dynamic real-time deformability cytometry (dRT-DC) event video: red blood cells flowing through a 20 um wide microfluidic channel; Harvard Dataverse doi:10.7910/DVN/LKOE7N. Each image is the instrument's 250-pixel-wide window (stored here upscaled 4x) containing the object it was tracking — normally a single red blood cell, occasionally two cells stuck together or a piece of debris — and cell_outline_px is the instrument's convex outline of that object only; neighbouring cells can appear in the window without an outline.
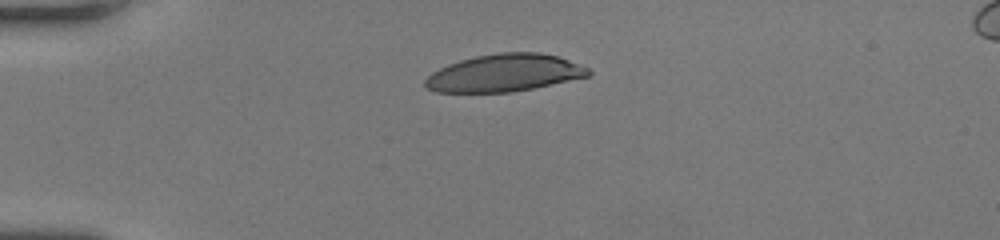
{"species": "human", "species_latin": "Homo sapiens", "temperature_condition": "room temperature", "stored_images_in_passage": 30, "camera_frame_rate_fps": 3000, "um_per_image_px": 0.085, "donor": {"sex": "female"}, "frame": {"image": 1, "passage_image": 1, "time_ms": 0.0, "image_size_px": [1000, 240], "cell_outline_px": [[592, 72], [588, 76], [532, 88], [512, 92], [436, 92], [424, 88], [424, 80], [432, 72], [448, 64], [460, 60], [476, 56], [500, 52], [540, 52], [556, 56], [568, 60], [588, 68]], "centroid_in_image_um": [42.82, 6.2], "position_along_channel_um": 42.2, "area_um2": 35.37}}
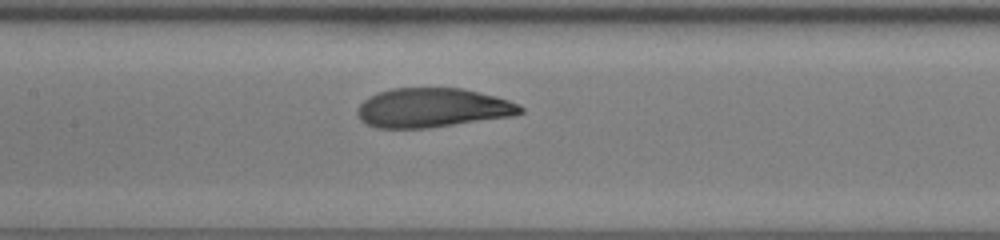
{"frame": {"image": 2, "passage_image": 13, "time_ms": 4.0, "image_size_px": [1000, 240], "cell_outline_px": [[524, 112], [516, 116], [428, 128], [376, 128], [364, 124], [360, 120], [356, 112], [360, 104], [368, 96], [376, 92], [392, 88], [464, 88], [496, 96], [520, 104], [524, 108]], "centroid_in_image_um": [36.77, 9.17], "position_along_channel_um": 170.6, "area_um2": 37.86}}
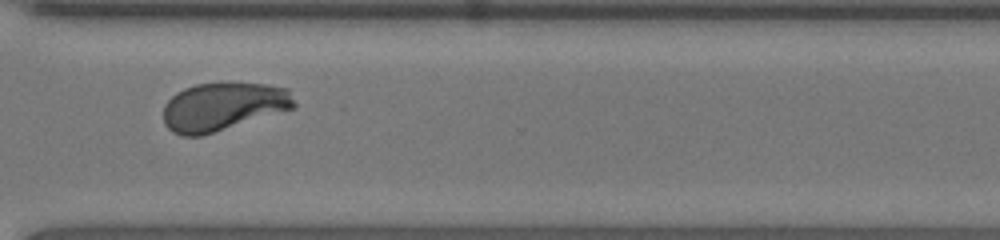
{"frame": {"image": 3, "passage_image": 26, "time_ms": 8.333, "image_size_px": [1000, 240], "cell_outline_px": [[296, 108], [200, 136], [180, 136], [172, 132], [164, 124], [164, 104], [176, 92], [184, 88], [196, 84], [220, 80], [264, 84], [288, 88], [296, 104]], "centroid_in_image_um": [18.96, 9.02], "position_along_channel_um": 351.6, "area_um2": 37.51}, "authors_computed_cell_mechanics": {"area_um2": 37.5411, "velocity_mm_per_s": 4.1823, "shape_relaxation_time_tau1_ms": 6.6565, "shape_relaxation_time_tau2_ms": null, "deformation_change_tau1": 0.2741, "deformation_change_tau2": null}}